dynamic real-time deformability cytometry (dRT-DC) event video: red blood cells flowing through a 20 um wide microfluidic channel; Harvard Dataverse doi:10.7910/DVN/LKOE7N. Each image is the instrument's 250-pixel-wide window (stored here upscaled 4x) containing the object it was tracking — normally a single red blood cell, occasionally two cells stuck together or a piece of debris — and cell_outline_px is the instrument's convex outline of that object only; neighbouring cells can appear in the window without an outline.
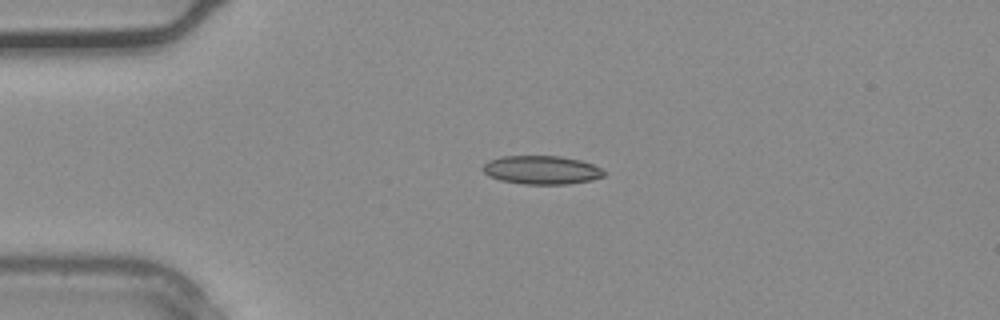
{"species": "common noctule bat (a hibernating species)", "species_latin": "Nyctalus noctula", "temperature_condition": "warm", "stored_images_in_passage": 33, "camera_frame_rate_fps": 3000, "um_per_image_px": 0.085, "animal": {"sex": "male", "body_mass_g": 20.4}, "frame": {"image": 1, "passage_image": 6, "time_ms": 1.667, "image_size_px": [1000, 320], "cell_outline_px": [[604, 176], [592, 180], [568, 184], [524, 184], [500, 180], [488, 176], [480, 168], [488, 160], [500, 156], [560, 156], [580, 160], [592, 164], [600, 168], [604, 172]], "centroid_in_image_um": [45.99, 14.44], "position_along_channel_um": 39.0, "area_um2": 20.23}}